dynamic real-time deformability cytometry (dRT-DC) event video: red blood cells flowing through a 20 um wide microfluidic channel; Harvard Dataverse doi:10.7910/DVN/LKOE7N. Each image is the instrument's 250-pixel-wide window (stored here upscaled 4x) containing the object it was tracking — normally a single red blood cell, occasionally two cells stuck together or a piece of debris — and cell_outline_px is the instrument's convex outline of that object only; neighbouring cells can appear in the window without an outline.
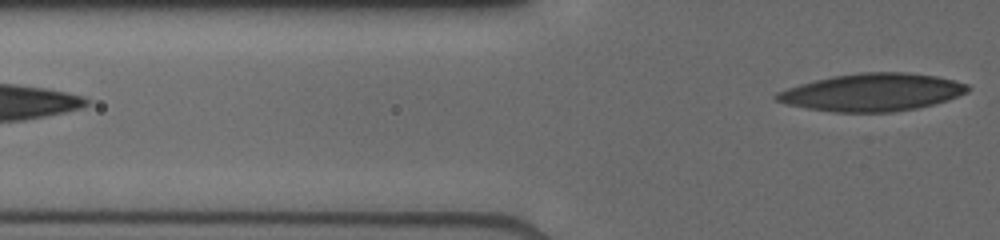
{"species": "human", "species_latin": "Homo sapiens", "temperature_condition": "cold", "stored_images_in_passage": 10, "segment_of_instrument_passage": [2, 2], "camera_frame_rate_fps": 3000, "um_per_image_px": 0.085, "donor": {"sex": "male"}, "frame": {"image": 1, "passage_image": 10, "time_ms": 4.333, "image_size_px": [1000, 240], "cell_outline_px": [[968, 92], [948, 100], [916, 108], [892, 112], [832, 112], [808, 108], [788, 104], [776, 100], [772, 96], [776, 92], [800, 84], [832, 76], [860, 72], [908, 72], [936, 76], [968, 84]], "centroid_in_image_um": [74.13, 7.84], "position_along_channel_um": 51.7, "area_um2": 41.73}}